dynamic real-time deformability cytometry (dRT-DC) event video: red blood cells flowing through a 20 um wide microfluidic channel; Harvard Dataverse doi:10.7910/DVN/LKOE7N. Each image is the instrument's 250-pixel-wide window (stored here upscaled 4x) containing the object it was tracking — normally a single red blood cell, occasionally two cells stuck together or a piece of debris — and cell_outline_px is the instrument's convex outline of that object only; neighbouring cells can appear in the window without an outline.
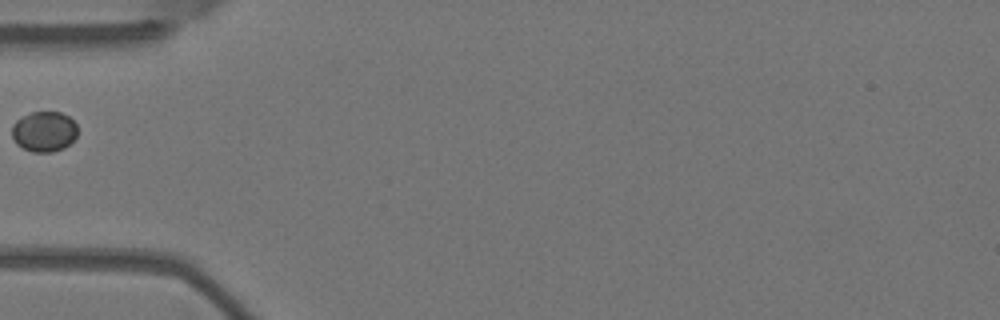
{"species": "Egyptian fruit bat (a non-hibernating species)", "species_latin": "Rousettus aegyptiacus", "temperature_condition": "warm", "stored_images_in_passage": 3, "segment_of_instrument_passage": [2, 2], "camera_frame_rate_fps": 3000, "um_per_image_px": 0.085, "animal": {"sex": "female"}, "frame": {"image": 1, "passage_image": 3, "time_ms": 0.667, "image_size_px": [1000, 320], "cell_outline_px": [[76, 136], [64, 148], [52, 152], [32, 152], [16, 144], [12, 136], [12, 124], [16, 120], [32, 112], [60, 112], [68, 116], [76, 124]], "centroid_in_image_um": [3.73, 11.18], "position_along_channel_um": 81.3, "area_um2": 15.32}}